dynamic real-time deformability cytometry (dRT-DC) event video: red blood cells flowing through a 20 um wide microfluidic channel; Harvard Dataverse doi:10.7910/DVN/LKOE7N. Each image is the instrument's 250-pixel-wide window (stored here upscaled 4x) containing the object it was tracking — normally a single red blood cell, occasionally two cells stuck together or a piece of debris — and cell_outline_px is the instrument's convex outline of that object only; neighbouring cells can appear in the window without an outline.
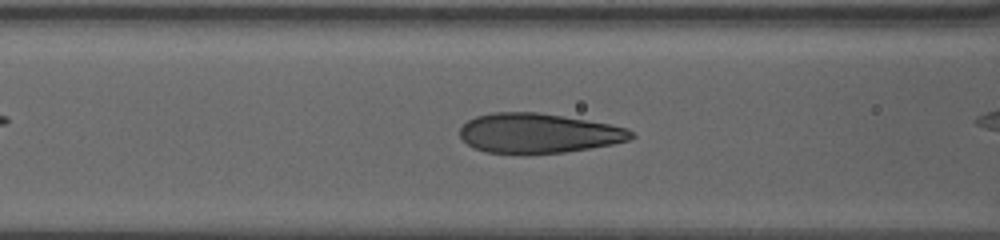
{"species": "human", "species_latin": "Homo sapiens", "temperature_condition": "warm", "stored_images_in_passage": 51, "camera_frame_rate_fps": 3000, "um_per_image_px": 0.085, "donor": {"sex": "female"}, "frame": {"image": 1, "passage_image": 28, "time_ms": 9.0, "image_size_px": [1000, 240], "cell_outline_px": [[636, 136], [628, 140], [612, 144], [564, 152], [528, 156], [520, 156], [484, 152], [468, 144], [460, 136], [460, 128], [468, 120], [476, 116], [492, 112], [536, 112], [608, 124], [628, 128]], "centroid_in_image_um": [45.71, 11.36], "position_along_channel_um": 120.9, "area_um2": 40.06}}
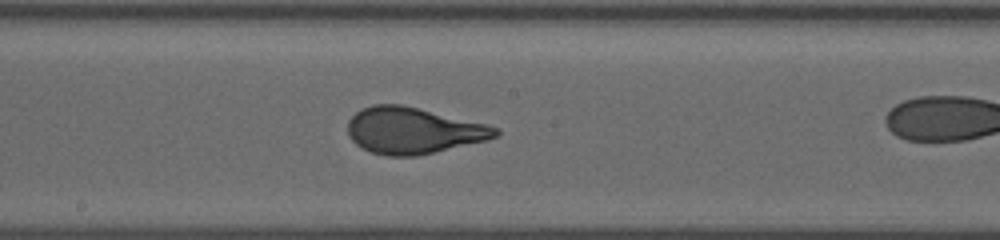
{"frame": {"image": 2, "passage_image": 36, "time_ms": 11.667, "image_size_px": [1000, 240], "cell_outline_px": [[500, 136], [488, 140], [416, 156], [388, 156], [372, 152], [356, 144], [348, 136], [348, 120], [360, 108], [372, 104], [400, 104], [488, 124], [496, 128], [500, 132]], "centroid_in_image_um": [35.12, 11.09], "position_along_channel_um": 213.1, "area_um2": 39.88}}
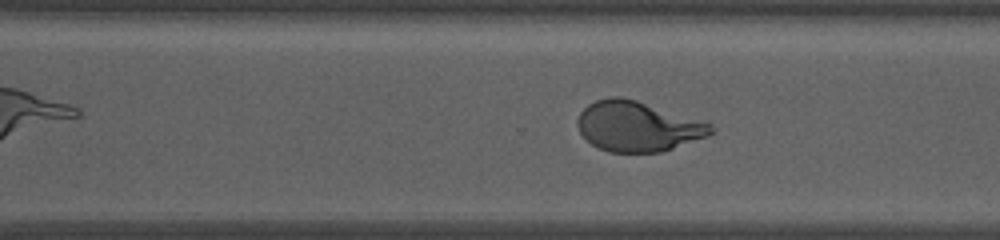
{"frame": {"image": 3, "passage_image": 45, "time_ms": 14.667, "image_size_px": [1000, 240], "cell_outline_px": [[712, 132], [708, 136], [660, 152], [608, 152], [596, 148], [580, 132], [576, 124], [576, 120], [580, 112], [588, 104], [596, 100], [612, 96], [620, 96], [636, 100], [708, 120], [712, 124]], "centroid_in_image_um": [54.22, 10.72], "position_along_channel_um": 316.4, "area_um2": 39.36}}